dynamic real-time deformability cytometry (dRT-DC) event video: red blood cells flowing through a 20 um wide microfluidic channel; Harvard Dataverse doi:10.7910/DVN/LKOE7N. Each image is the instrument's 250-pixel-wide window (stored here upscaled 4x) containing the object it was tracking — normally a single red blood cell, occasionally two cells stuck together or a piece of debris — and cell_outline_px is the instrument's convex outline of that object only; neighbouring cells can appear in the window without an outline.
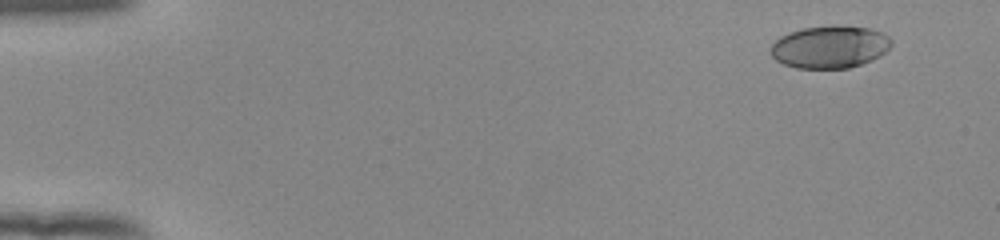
{"species": "human", "species_latin": "Homo sapiens", "temperature_condition": "room temperature", "stored_images_in_passage": 50, "camera_frame_rate_fps": 3000, "um_per_image_px": 0.085, "donor": {"sex": "female"}, "frame": {"image": 1, "passage_image": 1, "time_ms": 0.0, "image_size_px": [1000, 240], "cell_outline_px": [[892, 44], [880, 56], [872, 60], [848, 68], [796, 68], [784, 64], [776, 60], [768, 52], [772, 44], [780, 36], [804, 28], [832, 24], [872, 28], [888, 36], [892, 40]], "centroid_in_image_um": [70.53, 3.97], "position_along_channel_um": 14.5, "area_um2": 30.06}}
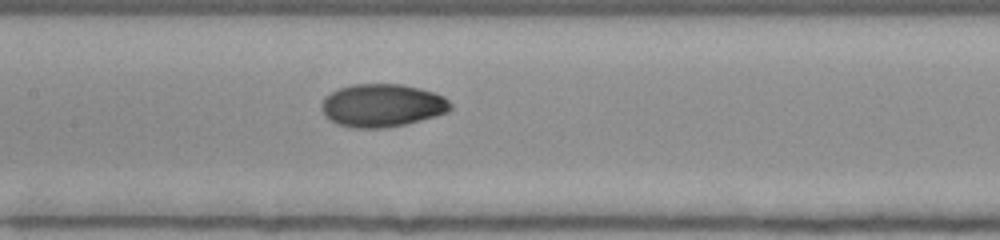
{"frame": {"image": 2, "passage_image": 24, "time_ms": 7.667, "image_size_px": [1000, 240], "cell_outline_px": [[452, 108], [448, 112], [420, 120], [404, 124], [384, 128], [352, 128], [336, 124], [328, 120], [324, 116], [320, 108], [320, 104], [324, 96], [340, 88], [352, 84], [400, 84], [420, 88], [444, 96], [452, 104]], "centroid_in_image_um": [32.44, 8.97], "position_along_channel_um": 175.0, "area_um2": 32.54}}
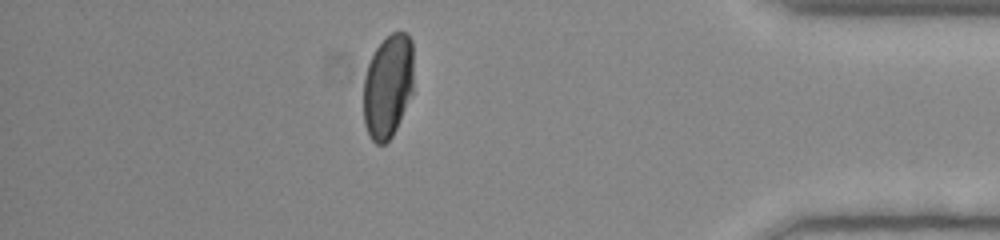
{"frame": {"image": 3, "passage_image": 44, "time_ms": 14.333, "image_size_px": [1000, 240], "cell_outline_px": [[412, 92], [396, 128], [392, 136], [384, 144], [376, 144], [372, 140], [364, 124], [364, 76], [368, 64], [376, 48], [392, 32], [408, 32], [412, 40]], "centroid_in_image_um": [32.97, 7.31], "position_along_channel_um": 402.2, "area_um2": 30.06}, "authors_computed_cell_mechanics": {"area_um2": 31.2698, "velocity_mm_per_s": 3.9209, "shape_relaxation_time_tau1_ms": 5.8938, "shape_relaxation_time_tau2_ms": null, "deformation_change_tau1": 0.1941, "deformation_change_tau2": null}}